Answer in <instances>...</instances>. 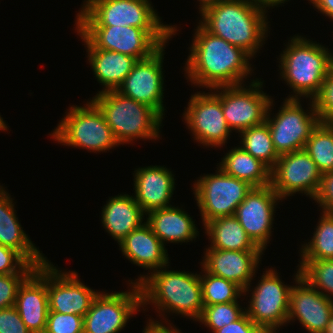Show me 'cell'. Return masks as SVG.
<instances>
[{
  "mask_svg": "<svg viewBox=\"0 0 333 333\" xmlns=\"http://www.w3.org/2000/svg\"><path fill=\"white\" fill-rule=\"evenodd\" d=\"M263 250H218L206 248L201 262L210 274L232 281L246 292L252 291L251 280L256 275Z\"/></svg>",
  "mask_w": 333,
  "mask_h": 333,
  "instance_id": "ffe728a7",
  "label": "cell"
},
{
  "mask_svg": "<svg viewBox=\"0 0 333 333\" xmlns=\"http://www.w3.org/2000/svg\"><path fill=\"white\" fill-rule=\"evenodd\" d=\"M144 215L146 214L132 195L118 194L110 197L102 208L101 222L107 233L120 243L144 223Z\"/></svg>",
  "mask_w": 333,
  "mask_h": 333,
  "instance_id": "d4e9b609",
  "label": "cell"
},
{
  "mask_svg": "<svg viewBox=\"0 0 333 333\" xmlns=\"http://www.w3.org/2000/svg\"><path fill=\"white\" fill-rule=\"evenodd\" d=\"M290 292L287 323L299 320L309 333H323L333 314V300L313 288L298 268Z\"/></svg>",
  "mask_w": 333,
  "mask_h": 333,
  "instance_id": "d6986e66",
  "label": "cell"
},
{
  "mask_svg": "<svg viewBox=\"0 0 333 333\" xmlns=\"http://www.w3.org/2000/svg\"><path fill=\"white\" fill-rule=\"evenodd\" d=\"M169 325V326H168ZM172 323H168L167 326L164 323L149 319L143 333H181L178 328L171 326ZM171 326V327H170Z\"/></svg>",
  "mask_w": 333,
  "mask_h": 333,
  "instance_id": "7bdbcfd3",
  "label": "cell"
},
{
  "mask_svg": "<svg viewBox=\"0 0 333 333\" xmlns=\"http://www.w3.org/2000/svg\"><path fill=\"white\" fill-rule=\"evenodd\" d=\"M67 111L50 134L58 143L94 153L107 152L120 145L102 112L91 99L85 106L73 105Z\"/></svg>",
  "mask_w": 333,
  "mask_h": 333,
  "instance_id": "ba28073f",
  "label": "cell"
},
{
  "mask_svg": "<svg viewBox=\"0 0 333 333\" xmlns=\"http://www.w3.org/2000/svg\"><path fill=\"white\" fill-rule=\"evenodd\" d=\"M219 167L226 174L246 181L253 187L271 185V170L241 147L230 149Z\"/></svg>",
  "mask_w": 333,
  "mask_h": 333,
  "instance_id": "f1b7e54d",
  "label": "cell"
},
{
  "mask_svg": "<svg viewBox=\"0 0 333 333\" xmlns=\"http://www.w3.org/2000/svg\"><path fill=\"white\" fill-rule=\"evenodd\" d=\"M200 3L199 5V12L201 13L205 8H207L210 5L216 4L222 0H198Z\"/></svg>",
  "mask_w": 333,
  "mask_h": 333,
  "instance_id": "bcb514c9",
  "label": "cell"
},
{
  "mask_svg": "<svg viewBox=\"0 0 333 333\" xmlns=\"http://www.w3.org/2000/svg\"><path fill=\"white\" fill-rule=\"evenodd\" d=\"M290 39L279 57L280 76L294 92L287 98L314 99L333 65V53L306 37Z\"/></svg>",
  "mask_w": 333,
  "mask_h": 333,
  "instance_id": "277c9868",
  "label": "cell"
},
{
  "mask_svg": "<svg viewBox=\"0 0 333 333\" xmlns=\"http://www.w3.org/2000/svg\"><path fill=\"white\" fill-rule=\"evenodd\" d=\"M321 178L322 173L305 149L280 155L271 170V186L281 199L296 192L314 199Z\"/></svg>",
  "mask_w": 333,
  "mask_h": 333,
  "instance_id": "9a60e30c",
  "label": "cell"
},
{
  "mask_svg": "<svg viewBox=\"0 0 333 333\" xmlns=\"http://www.w3.org/2000/svg\"><path fill=\"white\" fill-rule=\"evenodd\" d=\"M265 333H277L276 331H266Z\"/></svg>",
  "mask_w": 333,
  "mask_h": 333,
  "instance_id": "681fc988",
  "label": "cell"
},
{
  "mask_svg": "<svg viewBox=\"0 0 333 333\" xmlns=\"http://www.w3.org/2000/svg\"><path fill=\"white\" fill-rule=\"evenodd\" d=\"M321 122H333V65L323 82L321 91L313 99Z\"/></svg>",
  "mask_w": 333,
  "mask_h": 333,
  "instance_id": "74e56055",
  "label": "cell"
},
{
  "mask_svg": "<svg viewBox=\"0 0 333 333\" xmlns=\"http://www.w3.org/2000/svg\"><path fill=\"white\" fill-rule=\"evenodd\" d=\"M44 333H83V317L74 314L48 312Z\"/></svg>",
  "mask_w": 333,
  "mask_h": 333,
  "instance_id": "d590c367",
  "label": "cell"
},
{
  "mask_svg": "<svg viewBox=\"0 0 333 333\" xmlns=\"http://www.w3.org/2000/svg\"><path fill=\"white\" fill-rule=\"evenodd\" d=\"M202 271L200 281L204 306L235 302L244 293V290L236 283L210 274L203 267Z\"/></svg>",
  "mask_w": 333,
  "mask_h": 333,
  "instance_id": "d6a6232c",
  "label": "cell"
},
{
  "mask_svg": "<svg viewBox=\"0 0 333 333\" xmlns=\"http://www.w3.org/2000/svg\"><path fill=\"white\" fill-rule=\"evenodd\" d=\"M165 45L148 58L138 60L117 89L124 96L153 108L162 118L165 115L162 71Z\"/></svg>",
  "mask_w": 333,
  "mask_h": 333,
  "instance_id": "2e32d148",
  "label": "cell"
},
{
  "mask_svg": "<svg viewBox=\"0 0 333 333\" xmlns=\"http://www.w3.org/2000/svg\"><path fill=\"white\" fill-rule=\"evenodd\" d=\"M131 290L100 292L83 317V333H118L129 318L142 307L139 285L131 282Z\"/></svg>",
  "mask_w": 333,
  "mask_h": 333,
  "instance_id": "4fadbf2b",
  "label": "cell"
},
{
  "mask_svg": "<svg viewBox=\"0 0 333 333\" xmlns=\"http://www.w3.org/2000/svg\"><path fill=\"white\" fill-rule=\"evenodd\" d=\"M88 61L103 90H117L138 61L136 58L102 49H87Z\"/></svg>",
  "mask_w": 333,
  "mask_h": 333,
  "instance_id": "4316f807",
  "label": "cell"
},
{
  "mask_svg": "<svg viewBox=\"0 0 333 333\" xmlns=\"http://www.w3.org/2000/svg\"><path fill=\"white\" fill-rule=\"evenodd\" d=\"M279 200L282 199L271 185L253 187L237 206L234 215L247 235L263 251L272 235L273 215Z\"/></svg>",
  "mask_w": 333,
  "mask_h": 333,
  "instance_id": "e0dca14e",
  "label": "cell"
},
{
  "mask_svg": "<svg viewBox=\"0 0 333 333\" xmlns=\"http://www.w3.org/2000/svg\"><path fill=\"white\" fill-rule=\"evenodd\" d=\"M118 244L122 254L130 262L146 270L155 271L169 265L165 245L145 221Z\"/></svg>",
  "mask_w": 333,
  "mask_h": 333,
  "instance_id": "603a6c76",
  "label": "cell"
},
{
  "mask_svg": "<svg viewBox=\"0 0 333 333\" xmlns=\"http://www.w3.org/2000/svg\"><path fill=\"white\" fill-rule=\"evenodd\" d=\"M13 202L5 188L0 185V245L18 251L30 264L36 267L42 265L47 259L22 229Z\"/></svg>",
  "mask_w": 333,
  "mask_h": 333,
  "instance_id": "cb8c5ba5",
  "label": "cell"
},
{
  "mask_svg": "<svg viewBox=\"0 0 333 333\" xmlns=\"http://www.w3.org/2000/svg\"><path fill=\"white\" fill-rule=\"evenodd\" d=\"M239 134L241 135L240 143L243 144L240 147L272 170L279 155L274 149L268 124L264 122L242 130Z\"/></svg>",
  "mask_w": 333,
  "mask_h": 333,
  "instance_id": "f546056e",
  "label": "cell"
},
{
  "mask_svg": "<svg viewBox=\"0 0 333 333\" xmlns=\"http://www.w3.org/2000/svg\"><path fill=\"white\" fill-rule=\"evenodd\" d=\"M274 269L263 272L258 284L251 292L248 317L265 331H276L288 320L291 285H285Z\"/></svg>",
  "mask_w": 333,
  "mask_h": 333,
  "instance_id": "7c38bea8",
  "label": "cell"
},
{
  "mask_svg": "<svg viewBox=\"0 0 333 333\" xmlns=\"http://www.w3.org/2000/svg\"><path fill=\"white\" fill-rule=\"evenodd\" d=\"M304 149L322 174L333 171V122L320 121Z\"/></svg>",
  "mask_w": 333,
  "mask_h": 333,
  "instance_id": "4dcf8cb0",
  "label": "cell"
},
{
  "mask_svg": "<svg viewBox=\"0 0 333 333\" xmlns=\"http://www.w3.org/2000/svg\"><path fill=\"white\" fill-rule=\"evenodd\" d=\"M252 1L260 8L267 10L266 9L267 7L270 8V6L275 7L278 5H282V3L284 4L287 0H252Z\"/></svg>",
  "mask_w": 333,
  "mask_h": 333,
  "instance_id": "f6af8a7d",
  "label": "cell"
},
{
  "mask_svg": "<svg viewBox=\"0 0 333 333\" xmlns=\"http://www.w3.org/2000/svg\"><path fill=\"white\" fill-rule=\"evenodd\" d=\"M15 307L31 333H44L49 312L47 293V261L20 285Z\"/></svg>",
  "mask_w": 333,
  "mask_h": 333,
  "instance_id": "44dd1931",
  "label": "cell"
},
{
  "mask_svg": "<svg viewBox=\"0 0 333 333\" xmlns=\"http://www.w3.org/2000/svg\"><path fill=\"white\" fill-rule=\"evenodd\" d=\"M321 214L313 237L300 249V260H333V213Z\"/></svg>",
  "mask_w": 333,
  "mask_h": 333,
  "instance_id": "1f68e13d",
  "label": "cell"
},
{
  "mask_svg": "<svg viewBox=\"0 0 333 333\" xmlns=\"http://www.w3.org/2000/svg\"><path fill=\"white\" fill-rule=\"evenodd\" d=\"M266 331L256 325L245 312L236 321L218 329L215 333H265Z\"/></svg>",
  "mask_w": 333,
  "mask_h": 333,
  "instance_id": "b9f144b4",
  "label": "cell"
},
{
  "mask_svg": "<svg viewBox=\"0 0 333 333\" xmlns=\"http://www.w3.org/2000/svg\"><path fill=\"white\" fill-rule=\"evenodd\" d=\"M198 24L185 63L187 79L191 84L209 90L244 84L243 78L246 80L253 72L249 62L252 57Z\"/></svg>",
  "mask_w": 333,
  "mask_h": 333,
  "instance_id": "6da1fadb",
  "label": "cell"
},
{
  "mask_svg": "<svg viewBox=\"0 0 333 333\" xmlns=\"http://www.w3.org/2000/svg\"><path fill=\"white\" fill-rule=\"evenodd\" d=\"M310 103L308 107L310 110L305 111L300 99L286 98L279 112L271 118L270 109L274 105L271 99L265 122L268 124L274 149L279 156L305 148L313 129L320 122L314 100L311 99Z\"/></svg>",
  "mask_w": 333,
  "mask_h": 333,
  "instance_id": "9c48e42d",
  "label": "cell"
},
{
  "mask_svg": "<svg viewBox=\"0 0 333 333\" xmlns=\"http://www.w3.org/2000/svg\"><path fill=\"white\" fill-rule=\"evenodd\" d=\"M146 216V223L163 244L190 242L199 235L190 215L177 206L155 209Z\"/></svg>",
  "mask_w": 333,
  "mask_h": 333,
  "instance_id": "484cf974",
  "label": "cell"
},
{
  "mask_svg": "<svg viewBox=\"0 0 333 333\" xmlns=\"http://www.w3.org/2000/svg\"><path fill=\"white\" fill-rule=\"evenodd\" d=\"M210 239L211 249L218 250H262L247 235L235 216L219 217L204 225Z\"/></svg>",
  "mask_w": 333,
  "mask_h": 333,
  "instance_id": "83f0119b",
  "label": "cell"
},
{
  "mask_svg": "<svg viewBox=\"0 0 333 333\" xmlns=\"http://www.w3.org/2000/svg\"><path fill=\"white\" fill-rule=\"evenodd\" d=\"M321 14L333 20V0H308Z\"/></svg>",
  "mask_w": 333,
  "mask_h": 333,
  "instance_id": "ee69618b",
  "label": "cell"
},
{
  "mask_svg": "<svg viewBox=\"0 0 333 333\" xmlns=\"http://www.w3.org/2000/svg\"><path fill=\"white\" fill-rule=\"evenodd\" d=\"M252 0H222L205 8L199 23L211 34L242 48L252 58L265 43L267 13Z\"/></svg>",
  "mask_w": 333,
  "mask_h": 333,
  "instance_id": "7a4b0ae2",
  "label": "cell"
},
{
  "mask_svg": "<svg viewBox=\"0 0 333 333\" xmlns=\"http://www.w3.org/2000/svg\"><path fill=\"white\" fill-rule=\"evenodd\" d=\"M183 115L194 140L206 147H222L232 133L224 117L221 100L211 90L191 95Z\"/></svg>",
  "mask_w": 333,
  "mask_h": 333,
  "instance_id": "5bb4252c",
  "label": "cell"
},
{
  "mask_svg": "<svg viewBox=\"0 0 333 333\" xmlns=\"http://www.w3.org/2000/svg\"><path fill=\"white\" fill-rule=\"evenodd\" d=\"M0 333H31L15 306L0 309Z\"/></svg>",
  "mask_w": 333,
  "mask_h": 333,
  "instance_id": "ab89813d",
  "label": "cell"
},
{
  "mask_svg": "<svg viewBox=\"0 0 333 333\" xmlns=\"http://www.w3.org/2000/svg\"><path fill=\"white\" fill-rule=\"evenodd\" d=\"M85 3V4H84ZM150 0H85L77 13L76 26H131L144 30H173L165 25Z\"/></svg>",
  "mask_w": 333,
  "mask_h": 333,
  "instance_id": "8992f818",
  "label": "cell"
},
{
  "mask_svg": "<svg viewBox=\"0 0 333 333\" xmlns=\"http://www.w3.org/2000/svg\"><path fill=\"white\" fill-rule=\"evenodd\" d=\"M299 263L301 277L333 300V260H301Z\"/></svg>",
  "mask_w": 333,
  "mask_h": 333,
  "instance_id": "836d02e7",
  "label": "cell"
},
{
  "mask_svg": "<svg viewBox=\"0 0 333 333\" xmlns=\"http://www.w3.org/2000/svg\"><path fill=\"white\" fill-rule=\"evenodd\" d=\"M246 311L240 306L239 301L231 303H220L211 306H204L200 318V323L209 327L215 333L225 325L239 319Z\"/></svg>",
  "mask_w": 333,
  "mask_h": 333,
  "instance_id": "e575fe53",
  "label": "cell"
},
{
  "mask_svg": "<svg viewBox=\"0 0 333 333\" xmlns=\"http://www.w3.org/2000/svg\"><path fill=\"white\" fill-rule=\"evenodd\" d=\"M249 84L210 89L221 100L227 125L237 133L264 123L272 99L261 90L263 81L256 79Z\"/></svg>",
  "mask_w": 333,
  "mask_h": 333,
  "instance_id": "8fae6325",
  "label": "cell"
},
{
  "mask_svg": "<svg viewBox=\"0 0 333 333\" xmlns=\"http://www.w3.org/2000/svg\"><path fill=\"white\" fill-rule=\"evenodd\" d=\"M135 201L145 214L172 206L171 197L175 190V179L172 171L164 166H148L134 171Z\"/></svg>",
  "mask_w": 333,
  "mask_h": 333,
  "instance_id": "7402d4cb",
  "label": "cell"
},
{
  "mask_svg": "<svg viewBox=\"0 0 333 333\" xmlns=\"http://www.w3.org/2000/svg\"><path fill=\"white\" fill-rule=\"evenodd\" d=\"M202 223L226 216H234L237 206L253 186L246 181L226 174L219 166L215 174L200 176L193 184Z\"/></svg>",
  "mask_w": 333,
  "mask_h": 333,
  "instance_id": "30bf717a",
  "label": "cell"
},
{
  "mask_svg": "<svg viewBox=\"0 0 333 333\" xmlns=\"http://www.w3.org/2000/svg\"><path fill=\"white\" fill-rule=\"evenodd\" d=\"M167 266L136 279L141 292V310L151 303L165 322L167 312L198 320L204 307L200 273L167 270Z\"/></svg>",
  "mask_w": 333,
  "mask_h": 333,
  "instance_id": "3957f363",
  "label": "cell"
},
{
  "mask_svg": "<svg viewBox=\"0 0 333 333\" xmlns=\"http://www.w3.org/2000/svg\"><path fill=\"white\" fill-rule=\"evenodd\" d=\"M323 333H333V314L331 315L330 321Z\"/></svg>",
  "mask_w": 333,
  "mask_h": 333,
  "instance_id": "7dc6e473",
  "label": "cell"
},
{
  "mask_svg": "<svg viewBox=\"0 0 333 333\" xmlns=\"http://www.w3.org/2000/svg\"><path fill=\"white\" fill-rule=\"evenodd\" d=\"M7 125H6V123H5V121L3 120V118H0V130L1 131H7Z\"/></svg>",
  "mask_w": 333,
  "mask_h": 333,
  "instance_id": "c3c4849f",
  "label": "cell"
},
{
  "mask_svg": "<svg viewBox=\"0 0 333 333\" xmlns=\"http://www.w3.org/2000/svg\"><path fill=\"white\" fill-rule=\"evenodd\" d=\"M47 293L49 312L84 317L99 292L84 285L77 272L60 271L47 260Z\"/></svg>",
  "mask_w": 333,
  "mask_h": 333,
  "instance_id": "ac0fdd59",
  "label": "cell"
},
{
  "mask_svg": "<svg viewBox=\"0 0 333 333\" xmlns=\"http://www.w3.org/2000/svg\"><path fill=\"white\" fill-rule=\"evenodd\" d=\"M36 269L18 251L0 245V274L32 273Z\"/></svg>",
  "mask_w": 333,
  "mask_h": 333,
  "instance_id": "8d00e7d4",
  "label": "cell"
},
{
  "mask_svg": "<svg viewBox=\"0 0 333 333\" xmlns=\"http://www.w3.org/2000/svg\"><path fill=\"white\" fill-rule=\"evenodd\" d=\"M322 212L333 213V171L322 174L319 190L314 197Z\"/></svg>",
  "mask_w": 333,
  "mask_h": 333,
  "instance_id": "60d3db41",
  "label": "cell"
},
{
  "mask_svg": "<svg viewBox=\"0 0 333 333\" xmlns=\"http://www.w3.org/2000/svg\"><path fill=\"white\" fill-rule=\"evenodd\" d=\"M30 274H0V309L15 306L18 289Z\"/></svg>",
  "mask_w": 333,
  "mask_h": 333,
  "instance_id": "f35d334b",
  "label": "cell"
},
{
  "mask_svg": "<svg viewBox=\"0 0 333 333\" xmlns=\"http://www.w3.org/2000/svg\"><path fill=\"white\" fill-rule=\"evenodd\" d=\"M92 101L102 112L119 144L135 139L160 138L162 117L151 107L137 102L117 90L99 91Z\"/></svg>",
  "mask_w": 333,
  "mask_h": 333,
  "instance_id": "5b68a950",
  "label": "cell"
},
{
  "mask_svg": "<svg viewBox=\"0 0 333 333\" xmlns=\"http://www.w3.org/2000/svg\"><path fill=\"white\" fill-rule=\"evenodd\" d=\"M86 49L123 53L141 60L167 44L173 30H144L131 26H76Z\"/></svg>",
  "mask_w": 333,
  "mask_h": 333,
  "instance_id": "52a82bcc",
  "label": "cell"
}]
</instances>
